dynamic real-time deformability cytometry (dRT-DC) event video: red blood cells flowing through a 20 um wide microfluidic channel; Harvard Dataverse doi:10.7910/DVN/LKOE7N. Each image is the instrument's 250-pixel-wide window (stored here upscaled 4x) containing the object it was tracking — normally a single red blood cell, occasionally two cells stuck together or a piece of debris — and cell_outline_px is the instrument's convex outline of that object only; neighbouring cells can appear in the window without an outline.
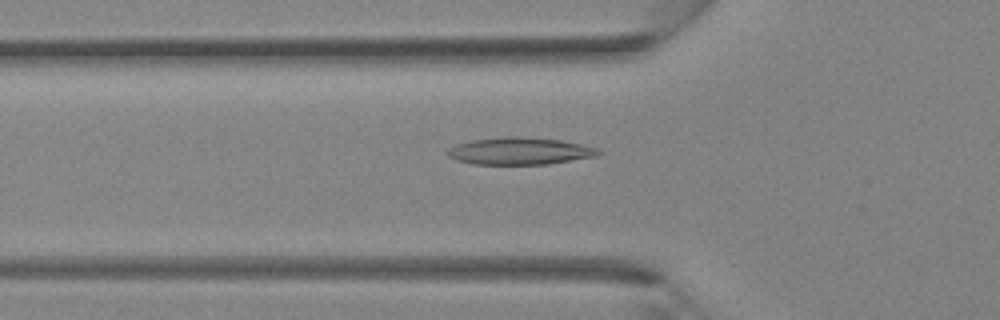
{"species": "Egyptian fruit bat (a non-hibernating species)", "species_latin": "Rousettus aegyptiacus", "temperature_condition": "room temperature", "stored_images_in_passage": 37, "camera_frame_rate_fps": 3000, "um_per_image_px": 0.085, "animal": {"sex": "female"}, "frame": {"image": 1, "passage_image": 13, "time_ms": 4.0, "image_size_px": [1000, 320], "cell_outline_px": [[604, 152], [596, 156], [548, 164], [472, 164], [456, 160], [448, 156], [448, 148], [456, 144], [472, 140], [504, 136], [520, 136], [560, 140], [600, 148]], "centroid_in_image_um": [44.19, 12.83], "position_along_channel_um": 81.6, "area_um2": 23.99}}
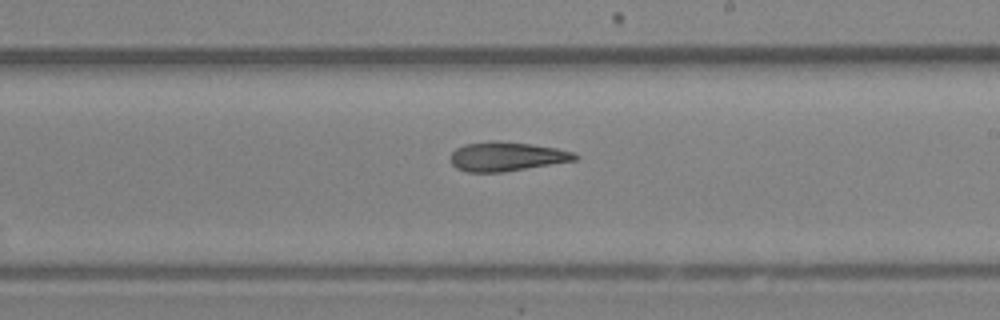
{"frame": {"image": 2, "passage_image": 22, "time_ms": 7.0, "image_size_px": [1000, 320], "cell_outline_px": [[580, 156], [576, 160], [504, 172], [468, 172], [456, 168], [452, 164], [452, 152], [456, 148], [464, 144], [492, 140], [496, 140], [532, 144], [556, 148], [572, 152]], "centroid_in_image_um": [43.06, 13.29], "position_along_channel_um": 245.9, "area_um2": 21.15}}
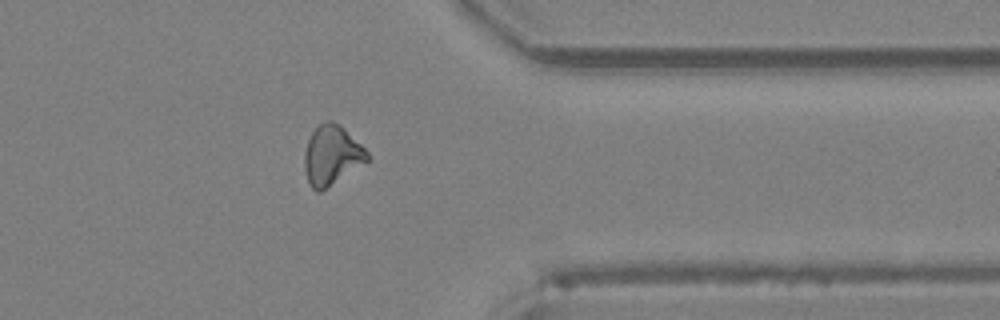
{"frame": {"image": 3, "passage_image": 30, "time_ms": 9.667, "image_size_px": [1000, 320], "cell_outline_px": [[368, 160], [320, 192], [316, 192], [308, 184], [304, 168], [304, 152], [308, 140], [312, 132], [324, 120], [332, 120], [344, 128], [368, 152]], "centroid_in_image_um": [28.15, 13.19], "position_along_channel_um": 383.2, "area_um2": 21.5}}